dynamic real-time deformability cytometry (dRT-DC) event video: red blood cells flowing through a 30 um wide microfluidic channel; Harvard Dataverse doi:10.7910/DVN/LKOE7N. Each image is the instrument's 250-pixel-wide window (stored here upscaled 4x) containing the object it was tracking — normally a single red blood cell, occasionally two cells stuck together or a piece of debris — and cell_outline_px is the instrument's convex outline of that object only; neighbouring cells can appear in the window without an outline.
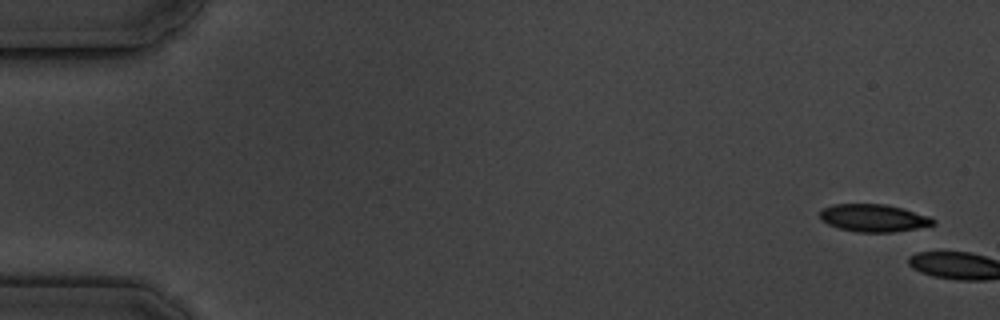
{"species": "common noctule bat (a hibernating species)", "species_latin": "Nyctalus noctula", "temperature_condition": "cold", "stored_images_in_passage": 2, "camera_frame_rate_fps": 3000, "um_per_image_px": 0.085, "animal": {"sex": "male", "body_mass_g": 19.5, "forearm_length_mm": 54.6}, "frame": {"image": 1, "passage_image": 1, "time_ms": 0.0, "image_size_px": [1000, 320], "cell_outline_px": [[936, 224], [896, 232], [856, 232], [840, 228], [828, 224], [820, 220], [820, 212], [824, 208], [832, 204], [888, 204], [932, 216], [936, 220]], "centroid_in_image_um": [74.3, 18.52], "position_along_channel_um": 10.7, "area_um2": 18.38}}